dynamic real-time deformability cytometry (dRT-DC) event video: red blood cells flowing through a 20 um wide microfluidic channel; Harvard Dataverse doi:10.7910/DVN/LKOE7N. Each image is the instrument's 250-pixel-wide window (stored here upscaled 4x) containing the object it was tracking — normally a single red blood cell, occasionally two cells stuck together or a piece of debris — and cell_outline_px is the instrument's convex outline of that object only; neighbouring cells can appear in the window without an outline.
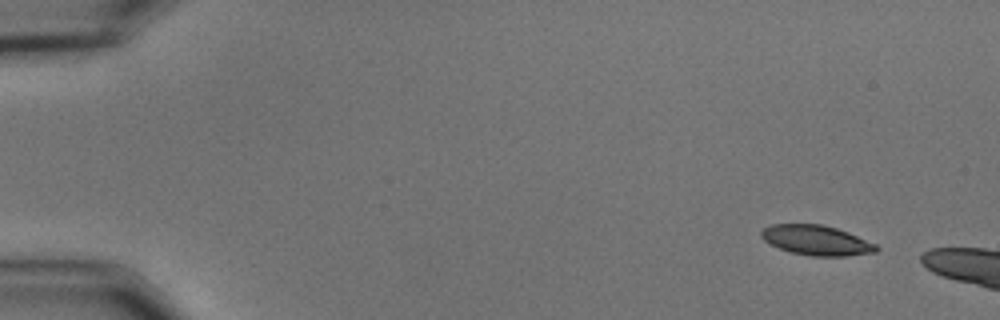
{"species": "common noctule bat (a hibernating species)", "species_latin": "Nyctalus noctula", "temperature_condition": "cold", "stored_images_in_passage": 9, "camera_frame_rate_fps": 3000, "um_per_image_px": 0.085, "animal": {"sex": "male", "body_mass_g": 15.6}, "frame": {"image": 1, "passage_image": 4, "time_ms": 1.0, "image_size_px": [1000, 320], "cell_outline_px": [[880, 248], [876, 252], [844, 256], [812, 256], [788, 252], [764, 240], [760, 236], [760, 232], [764, 228], [772, 224], [820, 224], [836, 228], [848, 232], [876, 244]], "centroid_in_image_um": [69.4, 20.42], "position_along_channel_um": 15.6, "area_um2": 20.0}}